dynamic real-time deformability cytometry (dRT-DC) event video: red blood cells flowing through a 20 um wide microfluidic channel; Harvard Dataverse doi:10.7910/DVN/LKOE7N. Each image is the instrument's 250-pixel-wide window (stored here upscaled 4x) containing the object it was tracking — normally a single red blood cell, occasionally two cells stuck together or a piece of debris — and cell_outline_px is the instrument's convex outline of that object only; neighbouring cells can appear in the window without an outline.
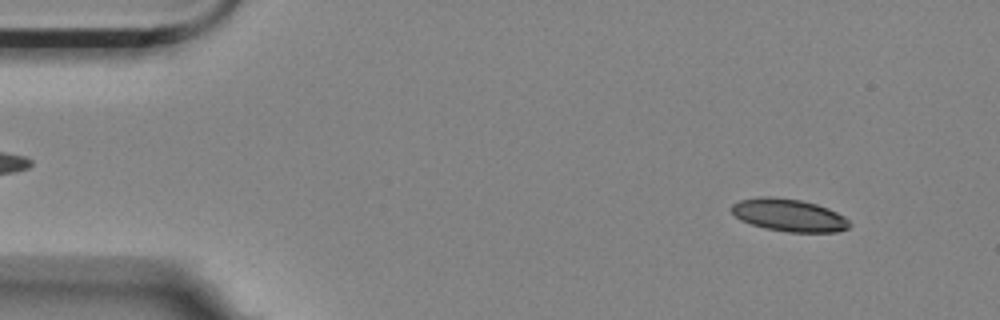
{"species": "Egyptian fruit bat (a non-hibernating species)", "species_latin": "Rousettus aegyptiacus", "temperature_condition": "room temperature", "stored_images_in_passage": 57, "camera_frame_rate_fps": 3000, "um_per_image_px": 0.085, "animal": {"sex": "female"}, "frame": {"image": 1, "passage_image": 6, "time_ms": 1.667, "image_size_px": [1000, 320], "cell_outline_px": [[852, 224], [848, 228], [836, 232], [788, 232], [768, 228], [752, 224], [740, 220], [732, 212], [732, 204], [740, 200], [760, 196], [776, 196], [800, 200], [816, 204], [828, 208], [844, 216]], "centroid_in_image_um": [67.07, 18.28], "position_along_channel_um": 17.9, "area_um2": 22.31}}
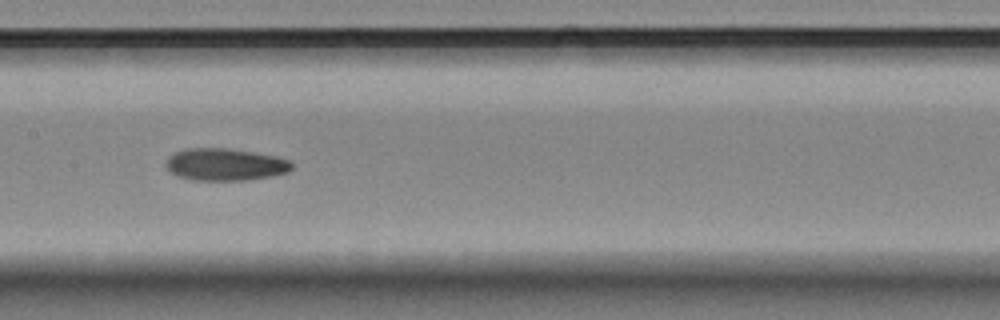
{"frame": {"image": 2, "passage_image": 28, "time_ms": 9.0, "image_size_px": [1000, 320], "cell_outline_px": [[292, 168], [288, 172], [272, 176], [248, 180], [192, 180], [176, 176], [164, 168], [164, 164], [168, 156], [184, 148], [228, 148], [276, 156], [288, 160], [292, 164]], "centroid_in_image_um": [19.08, 13.98], "position_along_channel_um": 188.3, "area_um2": 23.87}}
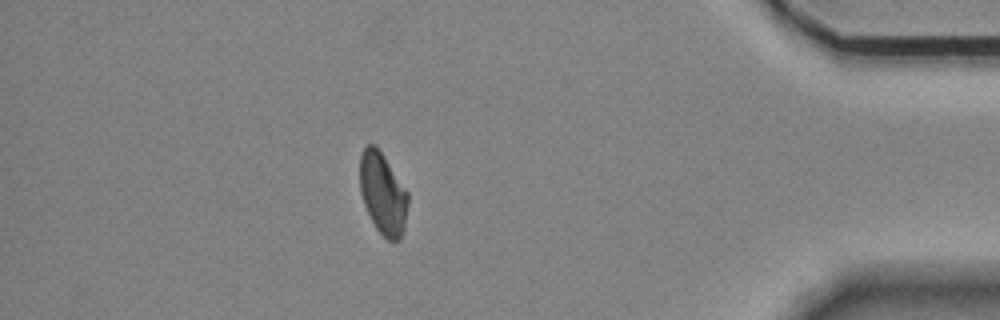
{"frame": {"image": 3, "passage_image": 50, "time_ms": 16.333, "image_size_px": [1000, 320], "cell_outline_px": [[408, 204], [404, 228], [400, 240], [388, 240], [376, 228], [364, 204], [360, 192], [360, 156], [364, 148], [368, 144], [376, 144], [408, 192]], "centroid_in_image_um": [32.54, 16.43], "position_along_channel_um": 402.7, "area_um2": 22.77}, "authors_computed_cell_mechanics": {"area_um2": 23.4668, "velocity_mm_per_s": 3.5042, "shape_relaxation_time_tau1_ms": 8.9135, "shape_relaxation_time_tau2_ms": 6.8787, "deformation_change_tau1": 0.1699, "deformation_change_tau2": 0.1217}}